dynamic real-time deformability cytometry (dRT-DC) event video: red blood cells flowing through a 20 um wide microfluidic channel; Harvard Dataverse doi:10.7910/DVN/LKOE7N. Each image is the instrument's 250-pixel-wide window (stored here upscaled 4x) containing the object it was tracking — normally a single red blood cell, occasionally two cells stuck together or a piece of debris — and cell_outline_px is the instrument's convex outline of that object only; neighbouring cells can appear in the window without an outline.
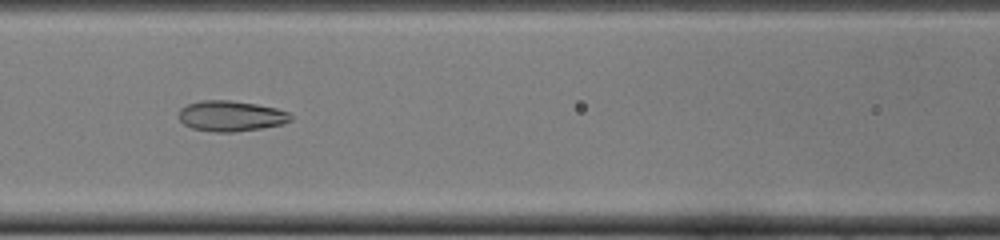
{"species": "common noctule bat (a hibernating species)", "species_latin": "Nyctalus noctula", "temperature_condition": "cold", "stored_images_in_passage": 47, "camera_frame_rate_fps": 3000, "um_per_image_px": 0.085, "animal": {"sex": "female", "body_mass_g": 22.0, "forearm_length_mm": 56.7}, "frame": {"image": 1, "passage_image": 22, "time_ms": 7.0, "image_size_px": [1000, 240], "cell_outline_px": [[292, 120], [284, 124], [260, 128], [232, 132], [216, 132], [192, 128], [184, 124], [180, 120], [180, 108], [188, 104], [200, 100], [228, 100], [256, 104], [276, 108], [288, 112], [292, 116]], "centroid_in_image_um": [19.64, 9.86], "position_along_channel_um": 147.0, "area_um2": 19.83}}
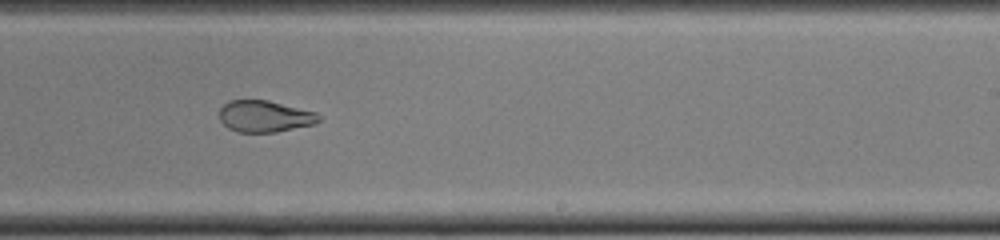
{"frame": {"image": 2, "passage_image": 31, "time_ms": 10.0, "image_size_px": [1000, 240], "cell_outline_px": [[320, 120], [316, 124], [276, 132], [236, 132], [228, 128], [220, 120], [220, 108], [228, 100], [268, 100], [316, 112], [320, 116]], "centroid_in_image_um": [22.5, 9.89], "position_along_channel_um": 266.5, "area_um2": 18.38}}
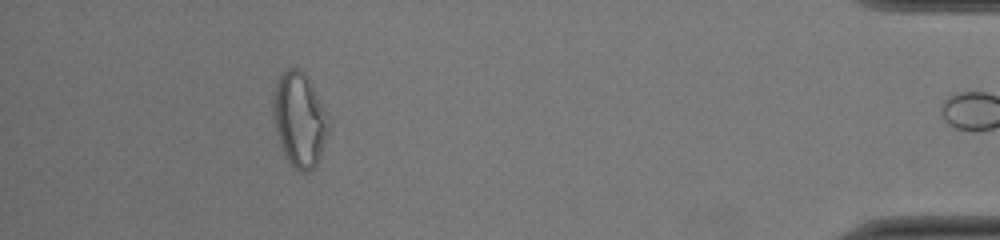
{"frame": {"image": 3, "passage_image": 46, "time_ms": 15.0, "image_size_px": [1000, 240], "cell_outline_px": [[328, 132], [320, 156], [316, 164], [308, 172], [300, 172], [288, 160], [284, 152], [276, 132], [272, 108], [272, 92], [276, 80], [280, 72], [288, 68], [300, 68], [304, 72], [312, 84], [324, 112], [328, 124]], "centroid_in_image_um": [25.4, 10.11], "position_along_channel_um": 409.8, "area_um2": 30.11}, "authors_computed_cell_mechanics": {"area_um2": 22.3108, "velocity_mm_per_s": 4.0005, "shape_relaxation_time_tau1_ms": null, "shape_relaxation_time_tau2_ms": 1.8007, "deformation_change_tau1": null, "deformation_change_tau2": 0.0866}}